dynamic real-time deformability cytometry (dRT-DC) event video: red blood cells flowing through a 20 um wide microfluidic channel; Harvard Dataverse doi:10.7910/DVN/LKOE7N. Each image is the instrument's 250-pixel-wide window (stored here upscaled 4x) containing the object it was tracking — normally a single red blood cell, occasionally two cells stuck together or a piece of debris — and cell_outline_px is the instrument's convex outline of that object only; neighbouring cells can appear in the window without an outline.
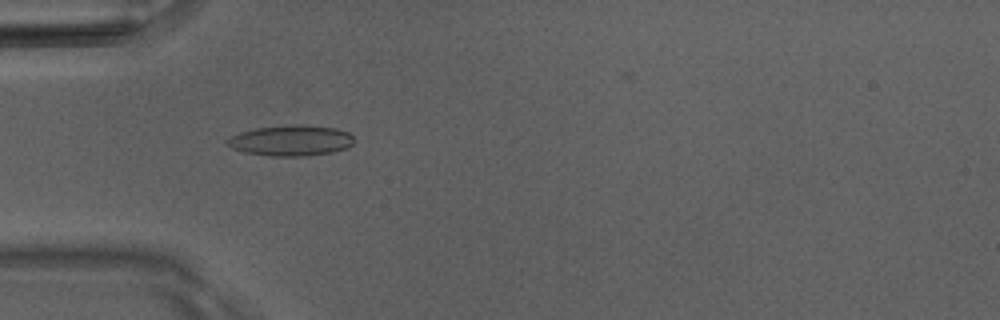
{"species": "Egyptian fruit bat (a non-hibernating species)", "species_latin": "Rousettus aegyptiacus", "temperature_condition": "room temperature", "stored_images_in_passage": 42, "camera_frame_rate_fps": 3000, "um_per_image_px": 0.085, "animal": {"sex": "male"}, "frame": {"image": 1, "passage_image": 7, "time_ms": 2.0, "image_size_px": [1000, 320], "cell_outline_px": [[352, 144], [344, 148], [332, 152], [304, 156], [268, 156], [244, 152], [232, 148], [224, 140], [240, 132], [256, 128], [336, 128], [348, 132], [352, 136]], "centroid_in_image_um": [24.67, 12.01], "position_along_channel_um": 60.3, "area_um2": 21.33}}
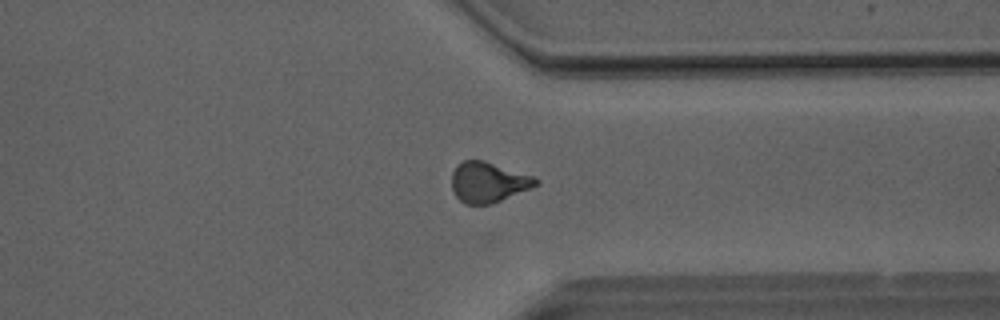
{"frame": {"image": 2, "passage_image": 30, "time_ms": 9.667, "image_size_px": [1000, 320], "cell_outline_px": [[540, 184], [532, 188], [492, 204], [464, 204], [456, 196], [452, 188], [452, 172], [456, 164], [464, 160], [484, 160], [532, 176], [540, 180]], "centroid_in_image_um": [41.5, 15.49], "position_along_channel_um": 369.9, "area_um2": 19.88}}
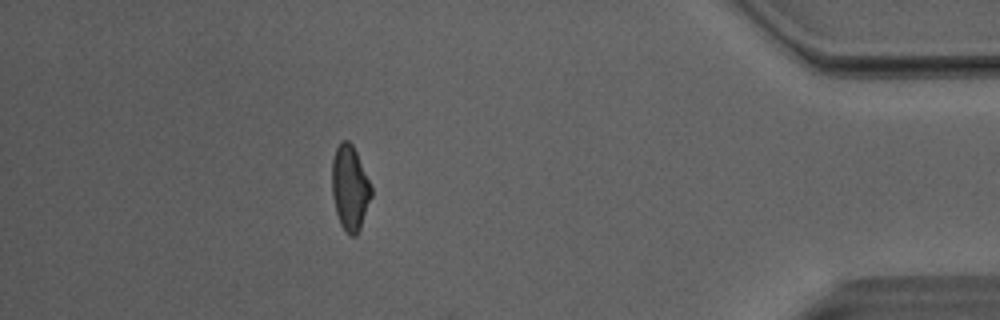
{"frame": {"image": 3, "passage_image": 36, "time_ms": 11.667, "image_size_px": [1000, 320], "cell_outline_px": [[372, 196], [360, 228], [356, 236], [352, 236], [340, 224], [336, 212], [332, 196], [332, 160], [336, 148], [340, 140], [348, 140], [352, 144], [356, 152], [372, 188]], "centroid_in_image_um": [29.73, 15.95], "position_along_channel_um": 405.5, "area_um2": 19.31}, "authors_computed_cell_mechanics": {"area_um2": 19.7387, "velocity_mm_per_s": 4.0964, "shape_relaxation_time_tau1_ms": 9.4723, "shape_relaxation_time_tau2_ms": 2.542, "deformation_change_tau1": 0.2261, "deformation_change_tau2": 0.0881}}